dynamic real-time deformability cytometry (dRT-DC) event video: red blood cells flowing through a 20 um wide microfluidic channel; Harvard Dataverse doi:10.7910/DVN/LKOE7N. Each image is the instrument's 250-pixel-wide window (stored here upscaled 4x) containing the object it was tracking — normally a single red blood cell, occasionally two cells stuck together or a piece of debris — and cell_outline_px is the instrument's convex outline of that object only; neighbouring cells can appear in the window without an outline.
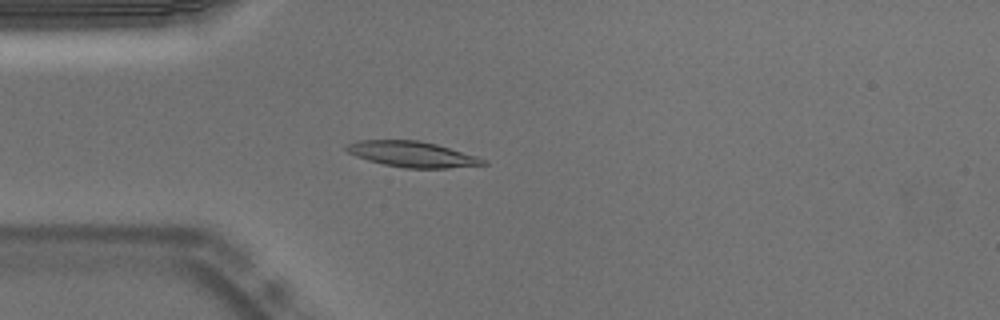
{"species": "Egyptian fruit bat (a non-hibernating species)", "species_latin": "Rousettus aegyptiacus", "temperature_condition": "warm", "stored_images_in_passage": 53, "camera_frame_rate_fps": 3000, "um_per_image_px": 0.085, "animal": {"sex": "male"}, "frame": {"image": 1, "passage_image": 14, "time_ms": 4.333, "image_size_px": [1000, 320], "cell_outline_px": [[488, 164], [448, 168], [404, 168], [384, 164], [368, 160], [356, 156], [348, 152], [344, 148], [348, 144], [360, 140], [420, 140], [436, 144], [476, 156], [488, 160]], "centroid_in_image_um": [35.05, 13.11], "position_along_channel_um": 49.9, "area_um2": 20.35}}
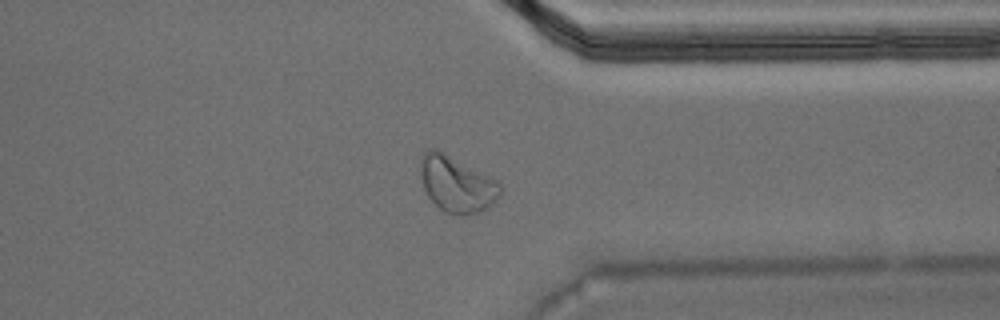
{"frame": {"image": 2, "passage_image": 41, "time_ms": 13.333, "image_size_px": [1000, 320], "cell_outline_px": [[500, 192], [496, 200], [488, 208], [476, 212], [460, 216], [456, 216], [444, 212], [428, 196], [424, 188], [420, 172], [420, 160], [424, 152], [428, 148], [436, 148], [444, 152], [496, 180], [500, 184]], "centroid_in_image_um": [38.79, 15.65], "position_along_channel_um": 372.6, "area_um2": 25.84}}
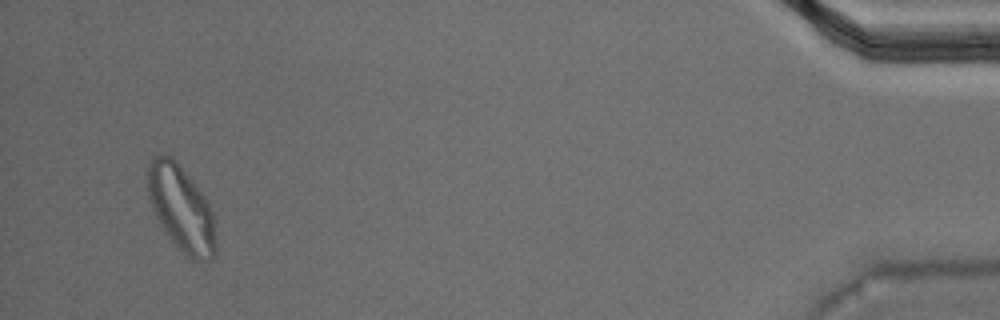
{"frame": {"image": 3, "passage_image": 51, "time_ms": 16.667, "image_size_px": [1000, 320], "cell_outline_px": [[216, 256], [212, 260], [192, 260], [172, 240], [156, 216], [152, 208], [148, 196], [148, 168], [152, 160], [156, 156], [164, 152], [172, 156], [176, 160], [204, 196], [212, 212], [216, 244]], "centroid_in_image_um": [15.42, 17.7], "position_along_channel_um": 419.8, "area_um2": 33.41}, "authors_computed_cell_mechanics": {"area_um2": 20.0566, "velocity_mm_per_s": 3.7041, "shape_relaxation_time_tau1_ms": 5.1832, "shape_relaxation_time_tau2_ms": 2.2788, "deformation_change_tau1": 0.1972, "deformation_change_tau2": 0.0738}}